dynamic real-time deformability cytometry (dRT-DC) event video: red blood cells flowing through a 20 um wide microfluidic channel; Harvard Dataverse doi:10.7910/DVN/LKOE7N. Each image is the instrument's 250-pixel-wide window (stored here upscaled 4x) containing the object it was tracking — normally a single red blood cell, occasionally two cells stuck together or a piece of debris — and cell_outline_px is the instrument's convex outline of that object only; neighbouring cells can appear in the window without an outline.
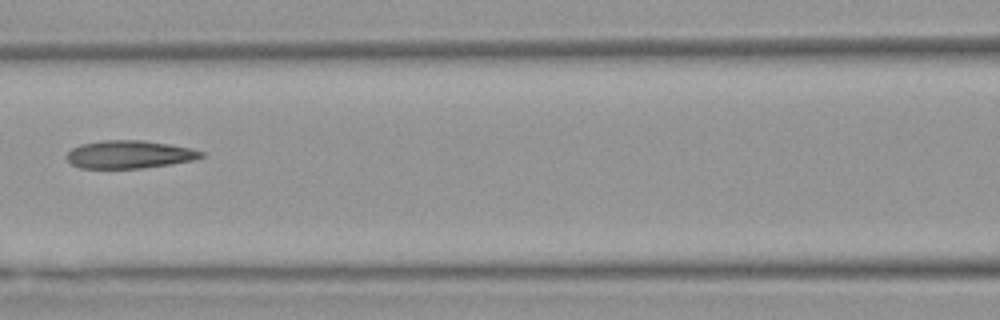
{"species": "Egyptian fruit bat (a non-hibernating species)", "species_latin": "Rousettus aegyptiacus", "temperature_condition": "warm", "stored_images_in_passage": 7, "camera_frame_rate_fps": 3000, "um_per_image_px": 0.085, "animal": {"sex": "female"}, "frame": {"image": 1, "passage_image": 6, "time_ms": 1.667, "image_size_px": [1000, 320], "cell_outline_px": [[204, 156], [192, 160], [168, 164], [140, 168], [80, 168], [72, 164], [68, 160], [68, 152], [72, 148], [80, 144], [100, 140], [144, 140], [192, 148], [204, 152]], "centroid_in_image_um": [10.98, 13.11], "position_along_channel_um": 155.6, "area_um2": 21.73}}
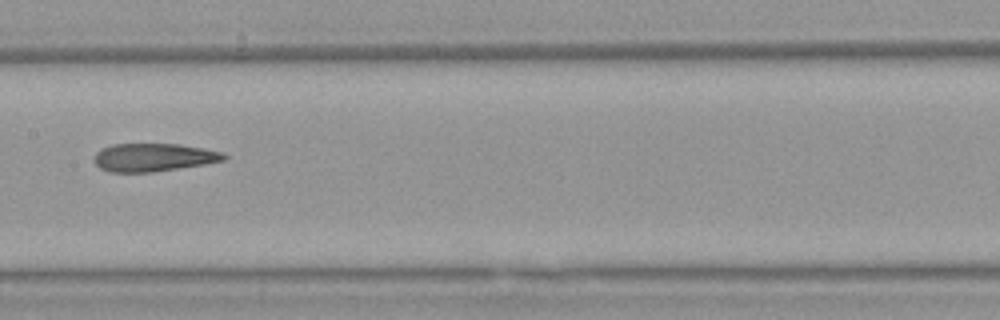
{"frame": {"image": 2, "passage_image": 7, "time_ms": 2.0, "image_size_px": [1000, 320], "cell_outline_px": [[228, 156], [224, 160], [204, 164], [152, 172], [108, 172], [100, 168], [92, 160], [92, 156], [100, 148], [112, 144], [180, 144], [204, 148], [224, 152]], "centroid_in_image_um": [13.01, 13.37], "position_along_channel_um": 194.4, "area_um2": 21.44}}